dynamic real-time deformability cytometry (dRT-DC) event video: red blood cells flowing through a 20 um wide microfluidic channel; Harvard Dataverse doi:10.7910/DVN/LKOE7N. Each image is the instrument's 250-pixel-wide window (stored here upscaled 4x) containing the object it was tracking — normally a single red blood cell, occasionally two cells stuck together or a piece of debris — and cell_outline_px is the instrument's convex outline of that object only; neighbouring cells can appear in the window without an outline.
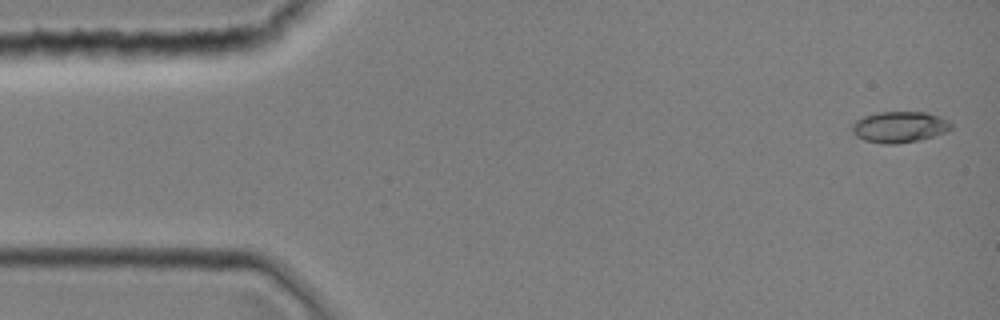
{"species": "common noctule bat (a hibernating species)", "species_latin": "Nyctalus noctula", "temperature_condition": "room temperature", "stored_images_in_passage": 2, "camera_frame_rate_fps": 3000, "um_per_image_px": 0.085, "animal": {"sex": "female", "body_mass_g": 19.0, "forearm_length_mm": 51.5}, "frame": {"image": 1, "passage_image": 1, "time_ms": 0.0, "image_size_px": [1000, 320], "cell_outline_px": [[952, 128], [944, 132], [920, 140], [896, 144], [884, 144], [864, 140], [856, 136], [852, 132], [852, 124], [856, 120], [864, 116], [876, 112], [924, 112], [948, 120], [952, 124]], "centroid_in_image_um": [76.42, 10.8], "position_along_channel_um": 8.6, "area_um2": 17.86}}